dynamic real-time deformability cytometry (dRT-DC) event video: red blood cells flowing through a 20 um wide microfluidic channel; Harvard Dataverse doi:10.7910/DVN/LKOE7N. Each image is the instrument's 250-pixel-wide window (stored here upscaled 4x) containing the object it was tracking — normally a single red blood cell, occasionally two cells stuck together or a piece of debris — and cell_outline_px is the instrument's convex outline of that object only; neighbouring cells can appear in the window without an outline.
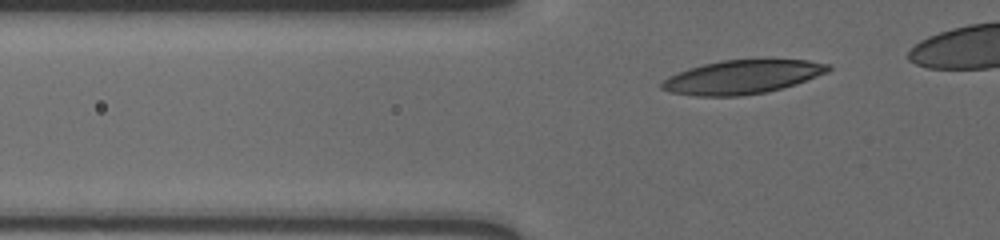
{"species": "human", "species_latin": "Homo sapiens", "temperature_condition": "cold", "stored_images_in_passage": 36, "camera_frame_rate_fps": 3000, "um_per_image_px": 0.085, "donor": {"sex": "male"}, "frame": {"image": 1, "passage_image": 4, "time_ms": 1.0, "image_size_px": [1000, 240], "cell_outline_px": [[832, 68], [828, 72], [780, 88], [764, 92], [736, 96], [696, 96], [672, 92], [660, 88], [660, 84], [668, 76], [688, 68], [720, 60], [760, 56], [808, 60], [828, 64]], "centroid_in_image_um": [63.1, 6.48], "position_along_channel_um": 62.7, "area_um2": 33.47}}
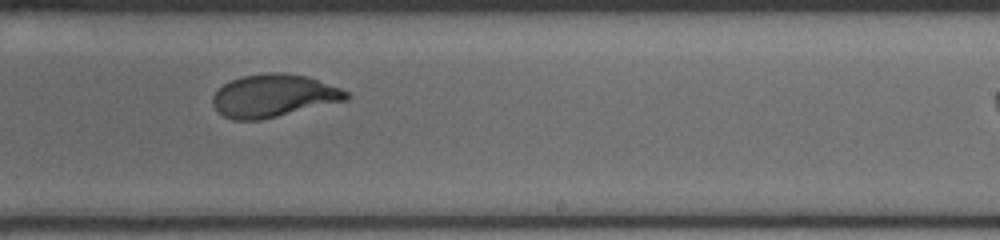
{"frame": {"image": 2, "passage_image": 22, "time_ms": 7.0, "image_size_px": [1000, 240], "cell_outline_px": [[352, 96], [348, 100], [260, 120], [232, 120], [224, 116], [212, 104], [212, 96], [224, 84], [232, 80], [244, 76], [268, 72], [284, 72], [308, 76], [340, 88], [348, 92]], "centroid_in_image_um": [23.29, 8.13], "position_along_channel_um": 265.7, "area_um2": 33.23}}
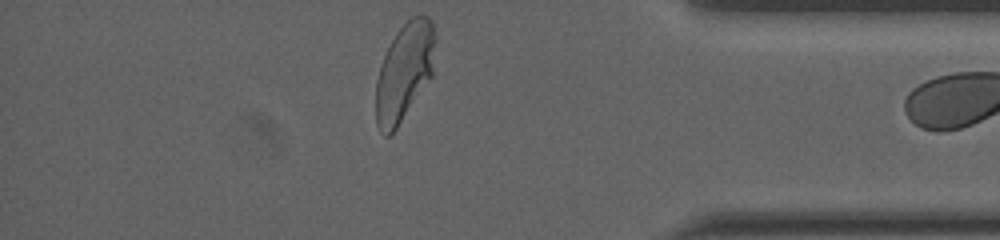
{"frame": {"image": 3, "passage_image": 35, "time_ms": 11.333, "image_size_px": [1000, 240], "cell_outline_px": [[436, 40], [432, 76], [396, 128], [388, 136], [384, 136], [380, 132], [376, 124], [376, 80], [380, 64], [396, 32], [412, 16], [428, 16], [432, 20], [436, 36]], "centroid_in_image_um": [34.37, 6.1], "position_along_channel_um": 400.8, "area_um2": 33.76}}